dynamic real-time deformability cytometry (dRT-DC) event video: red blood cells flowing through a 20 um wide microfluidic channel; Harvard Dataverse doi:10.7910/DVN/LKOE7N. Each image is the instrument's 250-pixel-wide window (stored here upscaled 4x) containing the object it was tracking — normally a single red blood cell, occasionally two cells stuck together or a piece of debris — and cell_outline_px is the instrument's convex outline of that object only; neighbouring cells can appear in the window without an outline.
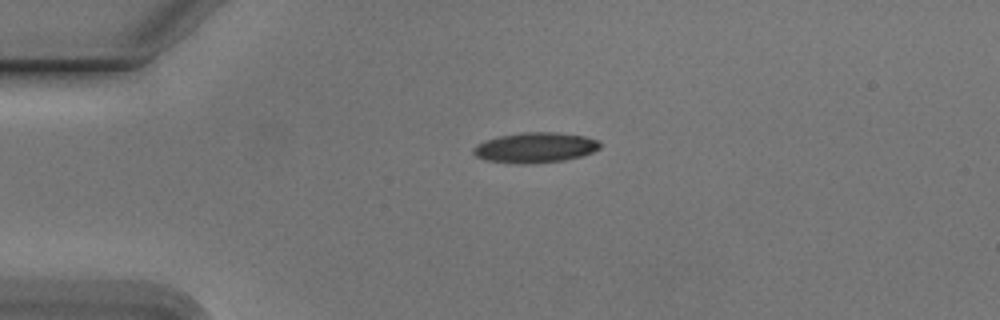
{"species": "Egyptian fruit bat (a non-hibernating species)", "species_latin": "Rousettus aegyptiacus", "temperature_condition": "cold", "stored_images_in_passage": 31, "camera_frame_rate_fps": 3000, "um_per_image_px": 0.085, "animal": {"sex": "male"}, "frame": {"image": 1, "passage_image": 1, "time_ms": 0.0, "image_size_px": [1000, 320], "cell_outline_px": [[600, 148], [592, 152], [580, 156], [564, 160], [488, 160], [476, 156], [472, 152], [472, 148], [476, 144], [484, 140], [496, 136], [520, 132], [560, 132], [584, 136], [600, 140]], "centroid_in_image_um": [45.52, 12.46], "position_along_channel_um": 39.5, "area_um2": 21.33}}
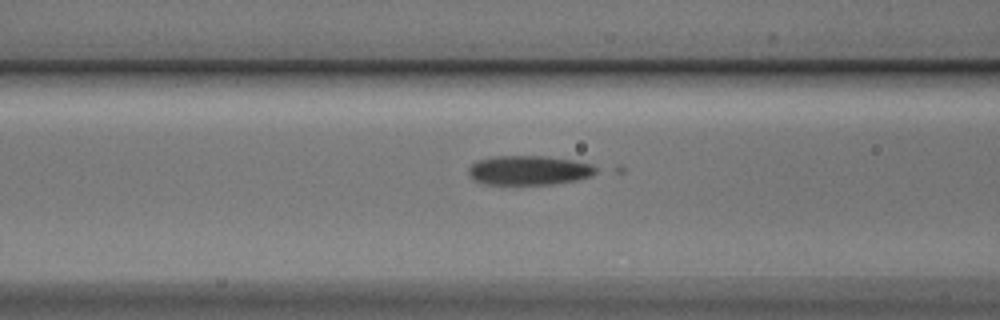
{"frame": {"image": 2, "passage_image": 10, "time_ms": 3.0, "image_size_px": [1000, 320], "cell_outline_px": [[600, 172], [592, 176], [576, 180], [552, 184], [484, 184], [468, 176], [468, 168], [476, 160], [492, 156], [548, 156], [572, 160], [592, 164], [600, 168]], "centroid_in_image_um": [45.0, 14.47], "position_along_channel_um": 121.6, "area_um2": 22.14}}
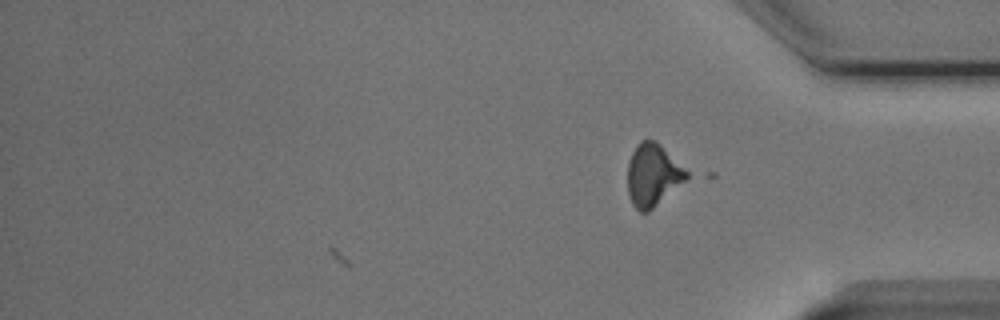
{"frame": {"image": 3, "passage_image": 31, "time_ms": 10.0, "image_size_px": [1000, 320], "cell_outline_px": [[692, 176], [648, 212], [640, 212], [632, 204], [628, 196], [628, 164], [632, 152], [636, 144], [640, 140], [656, 140]], "centroid_in_image_um": [55.49, 14.88], "position_along_channel_um": 379.7, "area_um2": 21.5}, "authors_computed_cell_mechanics": {"area_um2": 21.3282, "velocity_mm_per_s": 3.7822, "shape_relaxation_time_tau1_ms": 1.3821, "shape_relaxation_time_tau2_ms": null, "deformation_change_tau1": 0.3686, "deformation_change_tau2": null}}